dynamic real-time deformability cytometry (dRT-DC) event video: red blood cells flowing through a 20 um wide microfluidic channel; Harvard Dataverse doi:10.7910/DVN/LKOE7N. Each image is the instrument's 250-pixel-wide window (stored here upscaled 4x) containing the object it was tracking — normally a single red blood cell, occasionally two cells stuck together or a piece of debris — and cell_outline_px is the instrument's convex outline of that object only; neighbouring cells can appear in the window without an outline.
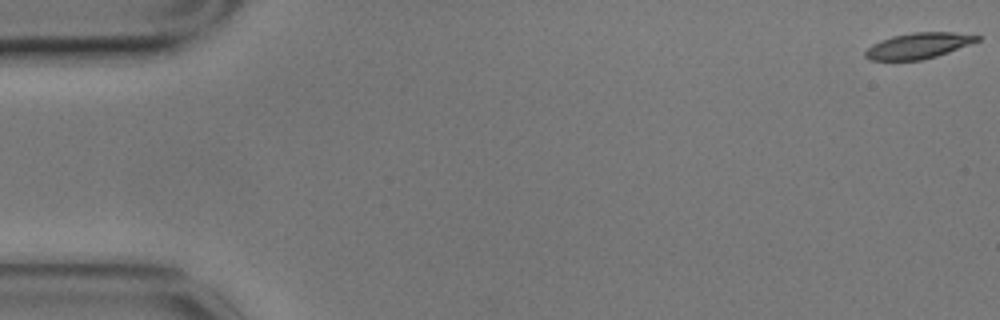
{"species": "common noctule bat (a hibernating species)", "species_latin": "Nyctalus noctula", "temperature_condition": "cold", "stored_images_in_passage": 14, "camera_frame_rate_fps": 3000, "um_per_image_px": 0.085, "animal": {"sex": "male", "body_mass_g": 17.9}, "frame": {"image": 1, "passage_image": 1, "time_ms": 0.0, "image_size_px": [1000, 320], "cell_outline_px": [[980, 40], [948, 52], [936, 56], [920, 60], [868, 60], [864, 56], [864, 52], [872, 44], [892, 36], [912, 32], [952, 32], [980, 36]], "centroid_in_image_um": [78.03, 3.88], "position_along_channel_um": 7.0, "area_um2": 16.65}}